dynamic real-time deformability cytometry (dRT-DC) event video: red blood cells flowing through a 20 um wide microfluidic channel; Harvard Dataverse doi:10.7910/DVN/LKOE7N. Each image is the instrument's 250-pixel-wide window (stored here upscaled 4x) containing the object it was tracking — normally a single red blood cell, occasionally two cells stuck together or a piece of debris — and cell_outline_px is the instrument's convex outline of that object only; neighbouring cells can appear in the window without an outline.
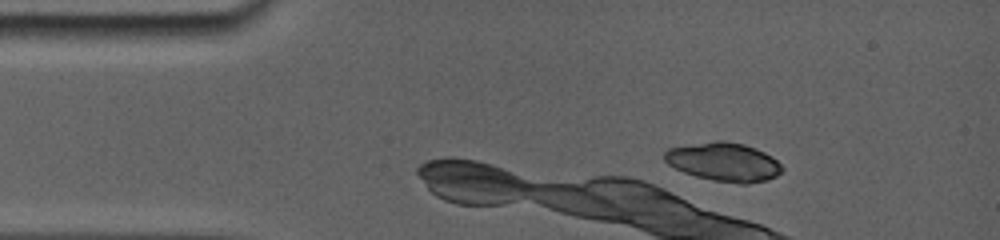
{"species": "common noctule bat (a hibernating species)", "species_latin": "Nyctalus noctula", "temperature_condition": "room temperature", "stored_images_in_passage": 6, "camera_frame_rate_fps": 5000, "um_per_image_px": 0.085, "animal": {"sex": "female", "body_mass_g": 19.0, "forearm_length_mm": 56.7}, "frame": {"image": 1, "passage_image": 4, "time_ms": 1.6, "image_size_px": [1000, 240], "cell_outline_px": [[784, 168], [776, 176], [764, 180], [744, 184], [740, 184], [712, 180], [696, 176], [684, 172], [668, 164], [664, 160], [664, 152], [672, 148], [704, 144], [740, 144], [752, 148], [776, 160]], "centroid_in_image_um": [61.52, 13.84], "position_along_channel_um": 23.5, "area_um2": 24.85}}